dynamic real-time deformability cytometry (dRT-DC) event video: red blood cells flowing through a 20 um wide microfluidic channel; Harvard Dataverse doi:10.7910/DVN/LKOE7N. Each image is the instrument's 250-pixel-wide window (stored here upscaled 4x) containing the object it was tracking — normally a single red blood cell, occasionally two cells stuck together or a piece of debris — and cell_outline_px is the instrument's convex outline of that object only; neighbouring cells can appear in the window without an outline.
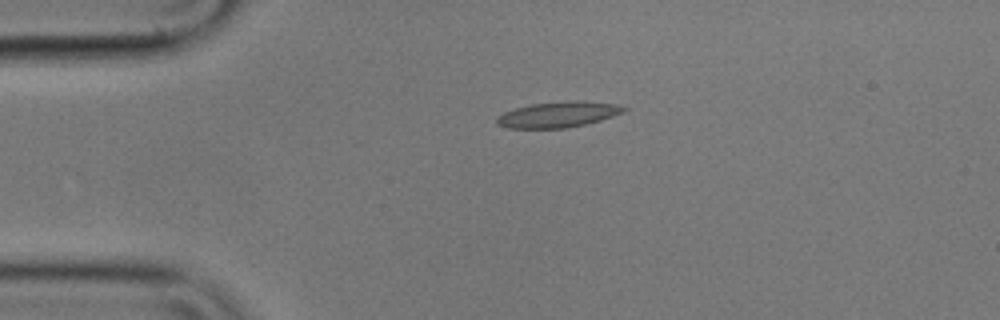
{"species": "common noctule bat (a hibernating species)", "species_latin": "Nyctalus noctula", "temperature_condition": "cold", "stored_images_in_passage": 2, "camera_frame_rate_fps": 3000, "um_per_image_px": 0.085, "animal": {"sex": "male", "body_mass_g": 17.9}, "frame": {"image": 1, "passage_image": 1, "time_ms": 0.0, "image_size_px": [1000, 320], "cell_outline_px": [[628, 108], [624, 112], [600, 120], [568, 128], [508, 128], [496, 124], [496, 116], [504, 112], [516, 108], [532, 104], [616, 104]], "centroid_in_image_um": [47.32, 9.81], "position_along_channel_um": 37.7, "area_um2": 17.69}}